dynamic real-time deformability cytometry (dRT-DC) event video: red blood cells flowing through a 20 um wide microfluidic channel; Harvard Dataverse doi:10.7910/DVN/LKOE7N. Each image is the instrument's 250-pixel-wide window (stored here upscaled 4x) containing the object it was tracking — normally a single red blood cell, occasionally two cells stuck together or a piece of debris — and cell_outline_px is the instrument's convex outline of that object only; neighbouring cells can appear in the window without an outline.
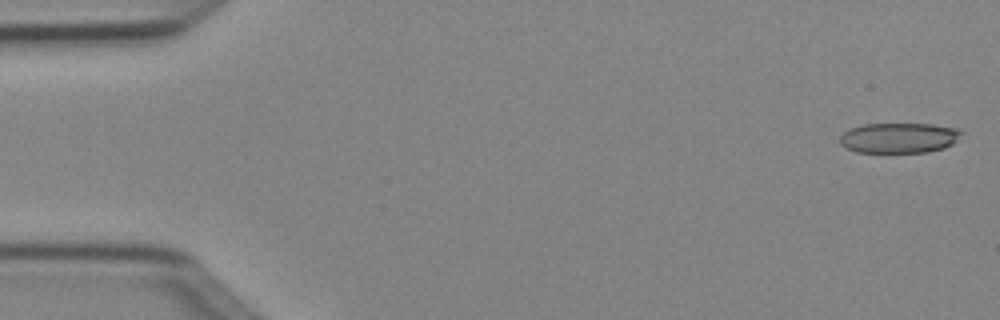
{"species": "Egyptian fruit bat (a non-hibernating species)", "species_latin": "Rousettus aegyptiacus", "temperature_condition": "cold", "stored_images_in_passage": 4, "camera_frame_rate_fps": 3000, "um_per_image_px": 0.085, "animal": {"sex": "female"}, "frame": {"image": 1, "passage_image": 1, "time_ms": 0.0, "image_size_px": [1000, 320], "cell_outline_px": [[964, 132], [952, 144], [944, 148], [928, 152], [856, 152], [840, 144], [840, 136], [848, 128], [860, 124], [932, 124], [960, 128]], "centroid_in_image_um": [76.43, 11.71], "position_along_channel_um": 8.6, "area_um2": 21.62}}
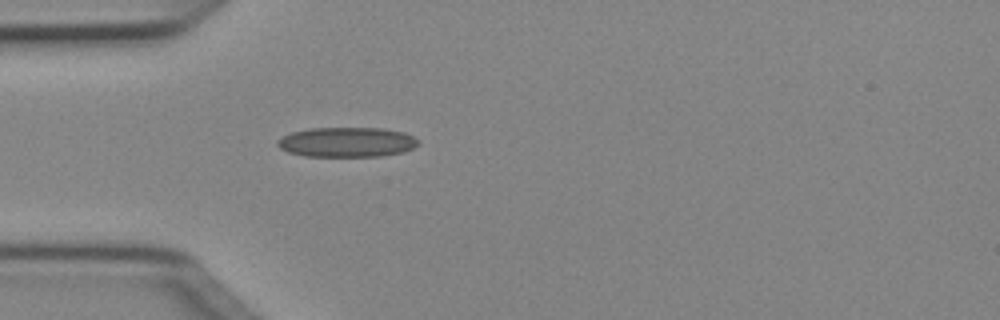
{"frame": {"image": 2, "passage_image": 4, "time_ms": 1.0, "image_size_px": [1000, 320], "cell_outline_px": [[420, 144], [404, 152], [380, 156], [304, 156], [288, 152], [280, 148], [276, 144], [276, 140], [292, 132], [308, 128], [380, 128], [404, 132], [420, 140]], "centroid_in_image_um": [29.49, 12.08], "position_along_channel_um": 55.5, "area_um2": 24.57}}